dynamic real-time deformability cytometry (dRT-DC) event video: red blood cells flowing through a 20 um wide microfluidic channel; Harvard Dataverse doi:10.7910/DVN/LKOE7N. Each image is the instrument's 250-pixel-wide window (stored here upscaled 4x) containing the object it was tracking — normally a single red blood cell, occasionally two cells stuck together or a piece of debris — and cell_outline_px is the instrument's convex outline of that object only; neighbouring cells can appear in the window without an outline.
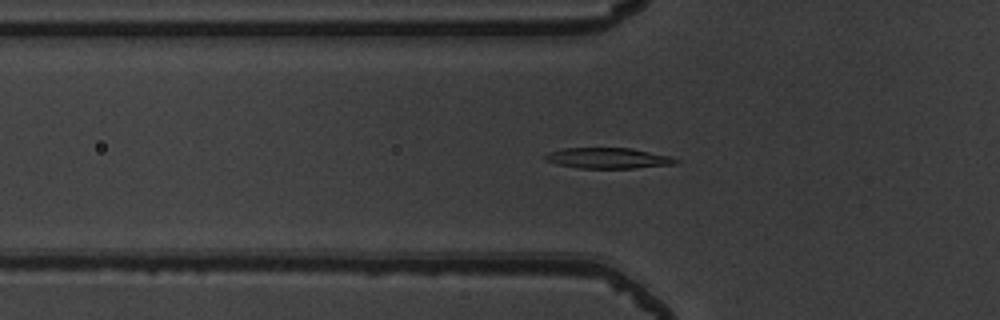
{"species": "common noctule bat (a hibernating species)", "species_latin": "Nyctalus noctula", "temperature_condition": "warm", "stored_images_in_passage": 52, "camera_frame_rate_fps": 3000, "um_per_image_px": 0.085, "animal": {"sex": "male", "body_mass_g": 19.5, "forearm_length_mm": 54.6}, "frame": {"image": 1, "passage_image": 18, "time_ms": 5.667, "image_size_px": [1000, 320], "cell_outline_px": [[680, 160], [676, 164], [632, 168], [580, 168], [560, 164], [544, 160], [544, 156], [548, 152], [564, 148], [632, 148], [668, 156]], "centroid_in_image_um": [51.68, 13.44], "position_along_channel_um": 74.1, "area_um2": 15.55}}
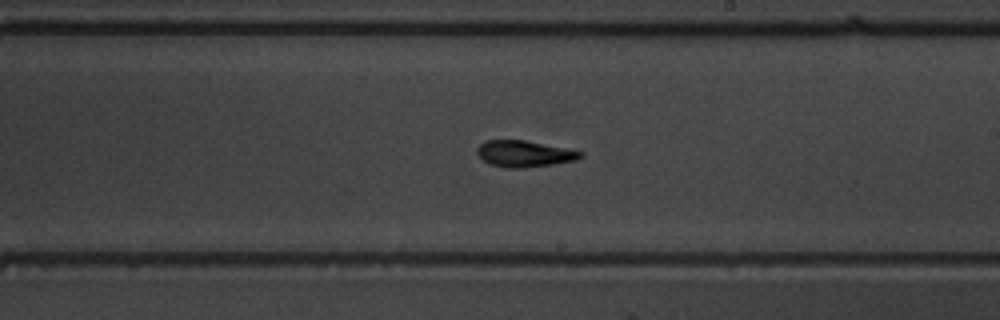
{"frame": {"image": 2, "passage_image": 31, "time_ms": 10.0, "image_size_px": [1000, 320], "cell_outline_px": [[584, 156], [576, 160], [552, 164], [524, 168], [508, 168], [492, 164], [484, 160], [476, 152], [476, 148], [484, 140], [524, 140], [584, 152]], "centroid_in_image_um": [44.56, 13.06], "position_along_channel_um": 244.4, "area_um2": 15.72}}
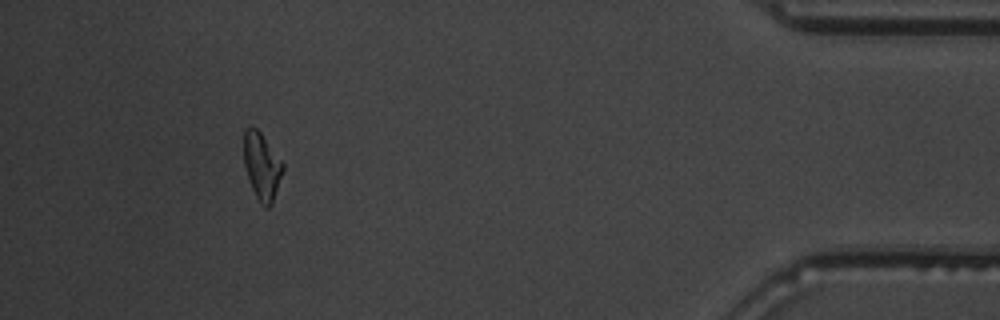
{"frame": {"image": 3, "passage_image": 48, "time_ms": 15.667, "image_size_px": [1000, 320], "cell_outline_px": [[284, 168], [272, 204], [268, 208], [264, 208], [260, 204], [252, 188], [244, 164], [244, 128], [252, 124], [260, 132], [284, 164]], "centroid_in_image_um": [22.25, 14.12], "position_along_channel_um": 413.0, "area_um2": 15.2}, "authors_computed_cell_mechanics": {"area_um2": 15.6638, "velocity_mm_per_s": 3.9302, "shape_relaxation_time_tau1_ms": 4.5043, "shape_relaxation_time_tau2_ms": 3.4053, "deformation_change_tau1": 0.1605, "deformation_change_tau2": 0.1094}}